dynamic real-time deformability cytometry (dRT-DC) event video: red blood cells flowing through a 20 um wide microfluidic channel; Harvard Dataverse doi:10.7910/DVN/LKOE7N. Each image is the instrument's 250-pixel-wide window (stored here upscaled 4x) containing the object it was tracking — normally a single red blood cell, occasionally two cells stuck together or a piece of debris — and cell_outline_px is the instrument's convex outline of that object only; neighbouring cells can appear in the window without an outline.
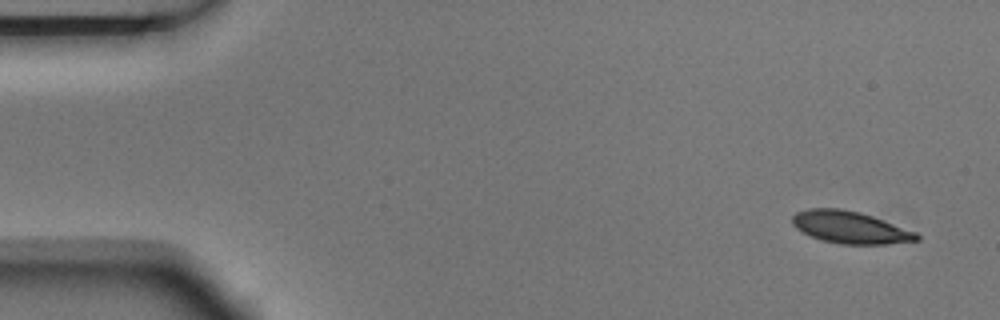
{"species": "Egyptian fruit bat (a non-hibernating species)", "species_latin": "Rousettus aegyptiacus", "temperature_condition": "room temperature", "stored_images_in_passage": 8, "camera_frame_rate_fps": 3000, "um_per_image_px": 0.085, "animal": {"sex": "male"}, "frame": {"image": 1, "passage_image": 1, "time_ms": 0.0, "image_size_px": [1000, 320], "cell_outline_px": [[920, 240], [888, 244], [840, 244], [824, 240], [812, 236], [796, 228], [792, 224], [792, 216], [796, 212], [808, 208], [840, 208], [860, 212], [872, 216], [916, 232], [920, 236]], "centroid_in_image_um": [72.26, 19.32], "position_along_channel_um": 12.7, "area_um2": 23.18}}
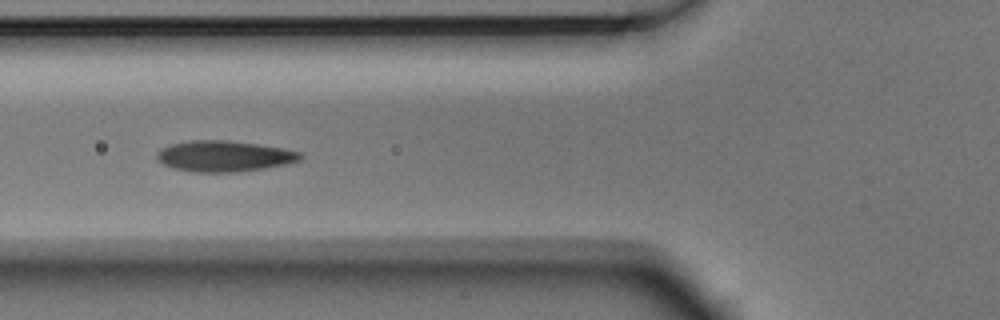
{"frame": {"image": 2, "passage_image": 6, "time_ms": 1.667, "image_size_px": [1000, 320], "cell_outline_px": [[304, 156], [300, 160], [284, 164], [264, 168], [240, 172], [192, 172], [172, 168], [164, 164], [156, 156], [156, 152], [160, 148], [168, 144], [192, 140], [228, 140], [256, 144], [280, 148], [300, 152]], "centroid_in_image_um": [19.0, 13.27], "position_along_channel_um": 106.8, "area_um2": 25.84}}
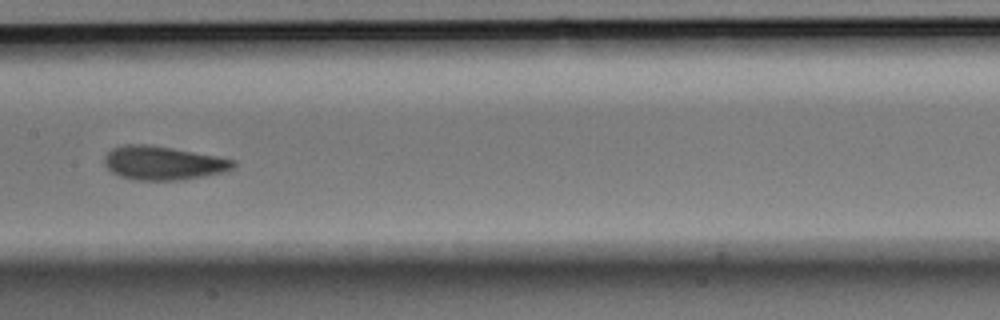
{"frame": {"image": 3, "passage_image": 8, "time_ms": 2.333, "image_size_px": [1000, 320], "cell_outline_px": [[236, 168], [228, 172], [180, 180], [132, 180], [120, 176], [112, 172], [104, 164], [104, 156], [112, 148], [124, 144], [144, 144], [172, 148], [216, 156], [236, 160]], "centroid_in_image_um": [13.89, 13.86], "position_along_channel_um": 193.5, "area_um2": 25.55}}